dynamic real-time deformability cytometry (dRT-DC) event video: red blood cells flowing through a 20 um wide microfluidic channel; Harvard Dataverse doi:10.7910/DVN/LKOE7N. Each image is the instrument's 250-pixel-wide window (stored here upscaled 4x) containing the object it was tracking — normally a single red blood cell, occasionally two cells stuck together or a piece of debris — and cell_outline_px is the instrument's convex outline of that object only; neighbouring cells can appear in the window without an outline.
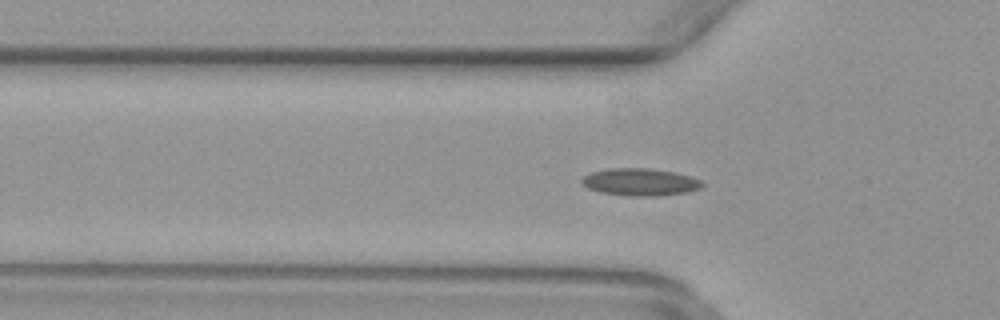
{"species": "common noctule bat (a hibernating species)", "species_latin": "Nyctalus noctula", "temperature_condition": "warm", "stored_images_in_passage": 44, "camera_frame_rate_fps": 3000, "um_per_image_px": 0.085, "animal": {"sex": "female", "body_mass_g": 29.2, "forearm_length_mm": 56.3}, "frame": {"image": 1, "passage_image": 15, "time_ms": 4.667, "image_size_px": [1000, 320], "cell_outline_px": [[704, 184], [700, 188], [688, 192], [656, 196], [628, 196], [600, 192], [588, 188], [580, 180], [584, 176], [592, 172], [608, 168], [648, 168], [676, 172], [700, 180]], "centroid_in_image_um": [54.41, 15.47], "position_along_channel_um": 71.4, "area_um2": 19.13}}
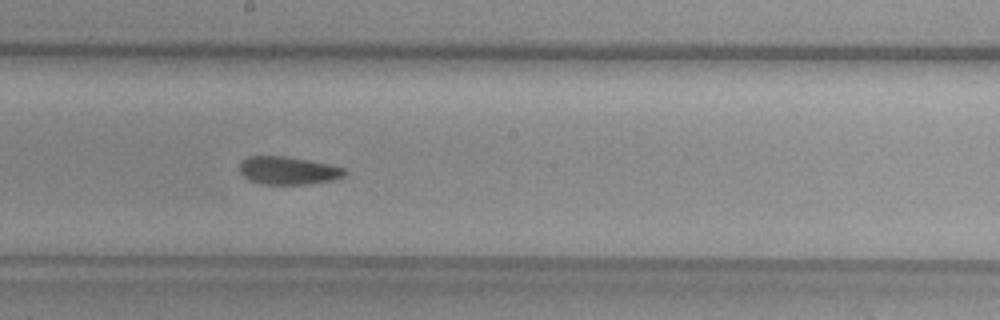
{"frame": {"image": 2, "passage_image": 26, "time_ms": 8.333, "image_size_px": [1000, 320], "cell_outline_px": [[348, 172], [344, 176], [336, 180], [308, 184], [264, 184], [248, 180], [240, 172], [240, 160], [248, 156], [284, 156], [308, 160], [328, 164], [344, 168]], "centroid_in_image_um": [24.5, 14.5], "position_along_channel_um": 223.7, "area_um2": 17.22}}
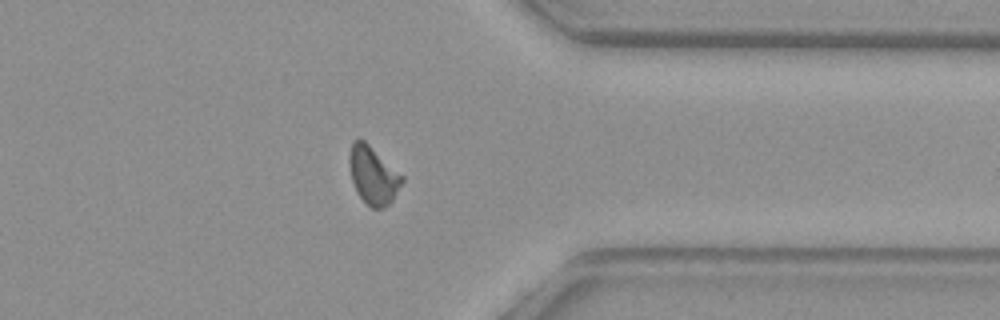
{"frame": {"image": 3, "passage_image": 38, "time_ms": 12.333, "image_size_px": [1000, 320], "cell_outline_px": [[404, 180], [392, 200], [384, 208], [372, 208], [360, 196], [352, 180], [348, 160], [352, 140], [364, 140], [404, 176]], "centroid_in_image_um": [31.72, 14.88], "position_along_channel_um": 379.7, "area_um2": 17.46}}